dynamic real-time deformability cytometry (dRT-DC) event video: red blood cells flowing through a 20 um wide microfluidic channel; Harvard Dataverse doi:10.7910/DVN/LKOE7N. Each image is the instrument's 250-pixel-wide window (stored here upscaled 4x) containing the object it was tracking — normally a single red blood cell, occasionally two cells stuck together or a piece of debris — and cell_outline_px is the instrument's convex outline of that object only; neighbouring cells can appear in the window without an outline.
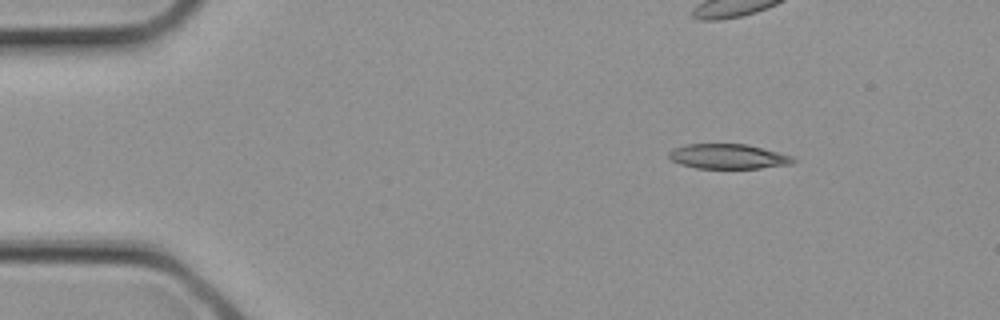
{"species": "common noctule bat (a hibernating species)", "species_latin": "Nyctalus noctula", "temperature_condition": "cold", "stored_images_in_passage": 2, "camera_frame_rate_fps": 3000, "um_per_image_px": 0.085, "animal": {"sex": "female", "body_mass_g": 21.9}, "frame": {"image": 1, "passage_image": 1, "time_ms": 0.0, "image_size_px": [1000, 320], "cell_outline_px": [[796, 160], [792, 164], [760, 168], [696, 168], [680, 164], [672, 160], [668, 156], [668, 152], [672, 148], [684, 144], [744, 144], [764, 148], [792, 156]], "centroid_in_image_um": [61.86, 13.29], "position_along_channel_um": 23.1, "area_um2": 18.03}}
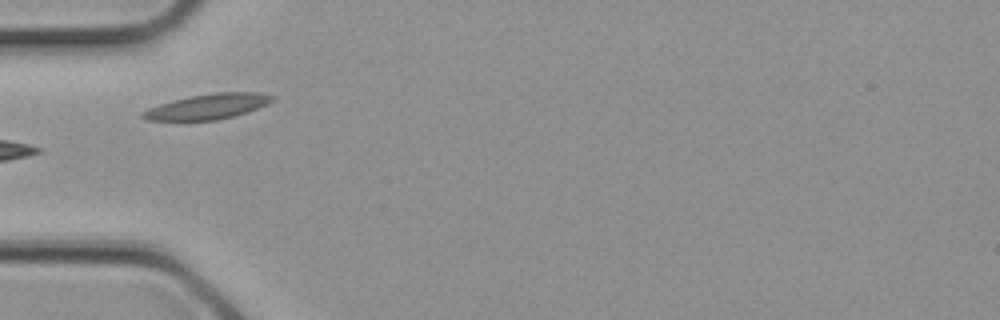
{"frame": {"image": 2, "passage_image": 2, "time_ms": 0.333, "image_size_px": [1000, 320], "cell_outline_px": [[276, 100], [268, 104], [248, 112], [216, 120], [148, 120], [140, 116], [140, 112], [148, 108], [172, 100], [188, 96], [216, 92], [260, 92], [276, 96]], "centroid_in_image_um": [17.7, 9.04], "position_along_channel_um": 67.3, "area_um2": 19.25}}